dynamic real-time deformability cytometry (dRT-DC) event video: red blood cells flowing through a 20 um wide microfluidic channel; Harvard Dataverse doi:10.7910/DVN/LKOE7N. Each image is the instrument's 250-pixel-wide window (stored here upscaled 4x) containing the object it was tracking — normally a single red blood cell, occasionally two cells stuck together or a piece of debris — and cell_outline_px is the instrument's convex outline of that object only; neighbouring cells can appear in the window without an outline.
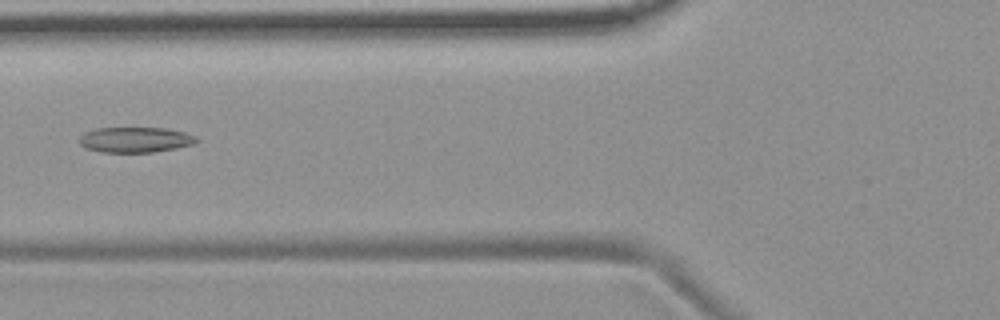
{"species": "common noctule bat (a hibernating species)", "species_latin": "Nyctalus noctula", "temperature_condition": "room temperature", "stored_images_in_passage": 6, "camera_frame_rate_fps": 3000, "um_per_image_px": 0.085, "animal": {"sex": "female", "body_mass_g": 19.9}, "frame": {"image": 1, "passage_image": 6, "time_ms": 6.667, "image_size_px": [1000, 320], "cell_outline_px": [[200, 140], [192, 144], [176, 148], [152, 152], [100, 152], [84, 148], [80, 144], [80, 136], [84, 132], [96, 128], [164, 128], [184, 132], [196, 136]], "centroid_in_image_um": [11.48, 11.88], "position_along_channel_um": 114.3, "area_um2": 17.34}}